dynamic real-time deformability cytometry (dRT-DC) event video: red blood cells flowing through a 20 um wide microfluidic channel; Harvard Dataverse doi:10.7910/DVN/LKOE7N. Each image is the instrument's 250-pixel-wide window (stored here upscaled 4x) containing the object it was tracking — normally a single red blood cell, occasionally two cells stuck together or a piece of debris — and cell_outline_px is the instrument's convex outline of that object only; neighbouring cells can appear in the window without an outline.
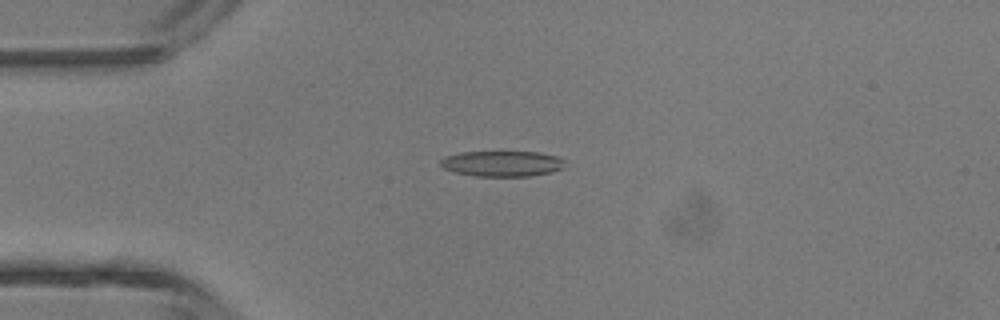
{"species": "common noctule bat (a hibernating species)", "species_latin": "Nyctalus noctula", "temperature_condition": "room temperature", "stored_images_in_passage": 4, "camera_frame_rate_fps": 3000, "um_per_image_px": 0.085, "animal": {"sex": "male", "body_mass_g": 13.3}, "frame": {"image": 1, "passage_image": 4, "time_ms": 3.333, "image_size_px": [1000, 320], "cell_outline_px": [[568, 160], [564, 168], [552, 172], [528, 176], [476, 176], [456, 172], [444, 168], [440, 164], [440, 160], [444, 156], [460, 152], [540, 152], [560, 156]], "centroid_in_image_um": [42.76, 13.9], "position_along_channel_um": 42.2, "area_um2": 18.84}}